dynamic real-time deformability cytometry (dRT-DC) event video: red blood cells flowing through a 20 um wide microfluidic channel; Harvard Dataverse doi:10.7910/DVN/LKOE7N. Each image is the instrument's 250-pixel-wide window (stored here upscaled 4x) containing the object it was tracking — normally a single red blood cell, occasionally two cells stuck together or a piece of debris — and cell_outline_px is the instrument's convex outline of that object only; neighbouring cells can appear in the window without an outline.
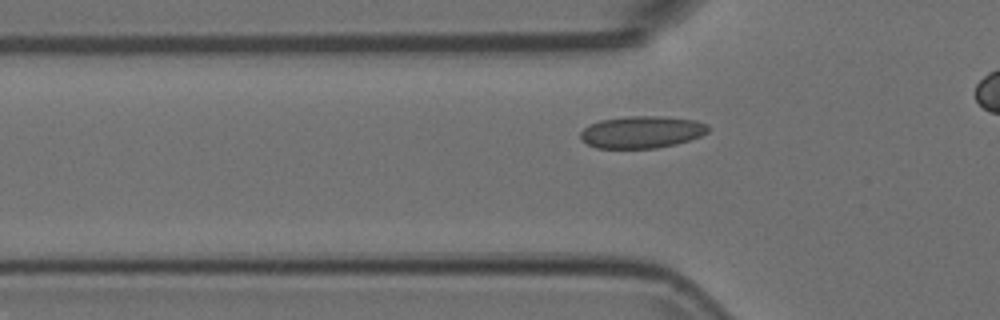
{"species": "Egyptian fruit bat (a non-hibernating species)", "species_latin": "Rousettus aegyptiacus", "temperature_condition": "room temperature", "stored_images_in_passage": 37, "camera_frame_rate_fps": 3000, "um_per_image_px": 0.085, "animal": {"sex": "female"}, "frame": {"image": 1, "passage_image": 11, "time_ms": 3.333, "image_size_px": [1000, 320], "cell_outline_px": [[708, 132], [700, 136], [676, 144], [656, 148], [596, 148], [588, 144], [580, 136], [580, 132], [588, 124], [600, 120], [628, 116], [664, 116], [696, 120], [708, 124]], "centroid_in_image_um": [54.55, 11.21], "position_along_channel_um": 71.2, "area_um2": 23.93}}
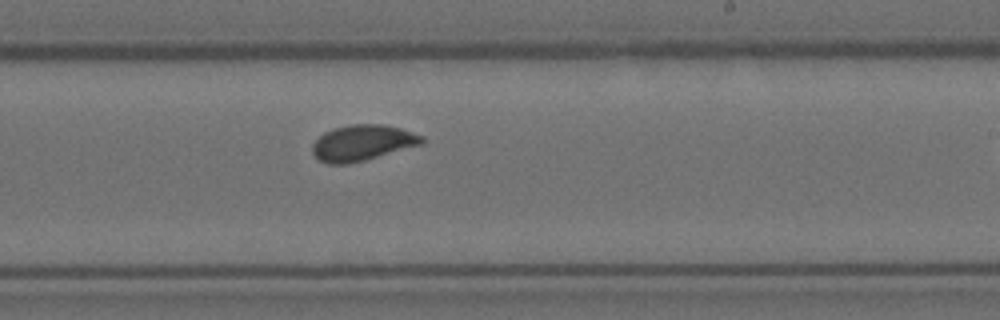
{"frame": {"image": 2, "passage_image": 26, "time_ms": 8.333, "image_size_px": [1000, 320], "cell_outline_px": [[424, 144], [364, 160], [348, 164], [328, 164], [320, 160], [312, 152], [312, 144], [324, 132], [332, 128], [348, 124], [384, 124], [400, 128], [424, 136]], "centroid_in_image_um": [30.82, 12.13], "position_along_channel_um": 258.2, "area_um2": 22.95}}
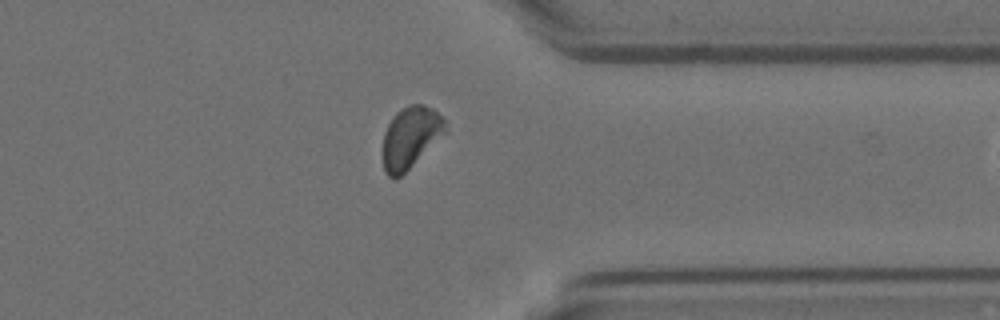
{"frame": {"image": 3, "passage_image": 36, "time_ms": 11.667, "image_size_px": [1000, 320], "cell_outline_px": [[448, 132], [396, 180], [388, 176], [384, 172], [384, 132], [392, 116], [400, 108], [408, 104], [424, 104], [432, 108], [444, 120]], "centroid_in_image_um": [34.9, 11.66], "position_along_channel_um": 376.5, "area_um2": 22.48}}